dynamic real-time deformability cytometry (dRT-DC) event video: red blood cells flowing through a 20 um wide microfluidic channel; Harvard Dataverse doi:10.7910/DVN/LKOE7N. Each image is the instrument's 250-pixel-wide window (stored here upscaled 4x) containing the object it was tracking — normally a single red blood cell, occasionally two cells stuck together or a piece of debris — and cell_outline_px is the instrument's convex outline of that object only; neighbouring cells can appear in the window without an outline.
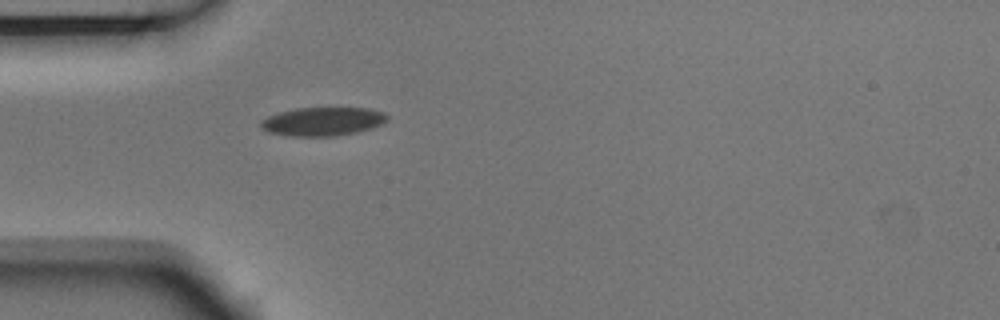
{"species": "Egyptian fruit bat (a non-hibernating species)", "species_latin": "Rousettus aegyptiacus", "temperature_condition": "room temperature", "stored_images_in_passage": 5, "camera_frame_rate_fps": 3000, "um_per_image_px": 0.085, "animal": {"sex": "male"}, "frame": {"image": 1, "passage_image": 5, "time_ms": 1.333, "image_size_px": [1000, 320], "cell_outline_px": [[388, 120], [384, 124], [372, 128], [356, 132], [336, 136], [292, 136], [268, 132], [260, 128], [260, 120], [268, 116], [280, 112], [296, 108], [368, 108], [384, 112], [388, 116]], "centroid_in_image_um": [27.45, 10.32], "position_along_channel_um": 57.6, "area_um2": 21.21}}